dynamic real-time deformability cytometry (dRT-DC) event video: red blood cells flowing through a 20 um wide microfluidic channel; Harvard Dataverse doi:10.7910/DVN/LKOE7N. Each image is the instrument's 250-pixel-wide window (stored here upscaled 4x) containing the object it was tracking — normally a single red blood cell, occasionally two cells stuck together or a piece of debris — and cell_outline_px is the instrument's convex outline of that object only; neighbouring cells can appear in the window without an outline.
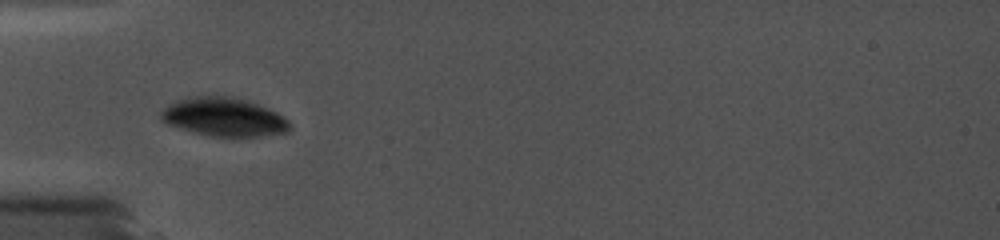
{"species": "common noctule bat (a hibernating species)", "species_latin": "Nyctalus noctula", "temperature_condition": "cold", "stored_images_in_passage": 4, "camera_frame_rate_fps": 5000, "um_per_image_px": 0.085, "animal": {"sex": "female", "body_mass_g": 19.0, "forearm_length_mm": 56.7}, "frame": {"image": 1, "passage_image": 2, "time_ms": 1.0, "image_size_px": [1000, 240], "cell_outline_px": [[292, 124], [288, 132], [260, 136], [212, 136], [192, 132], [168, 124], [160, 120], [160, 112], [168, 104], [176, 100], [188, 96], [232, 96], [248, 100], [268, 108], [284, 116]], "centroid_in_image_um": [19.02, 9.93], "position_along_channel_um": 66.0, "area_um2": 29.19}}